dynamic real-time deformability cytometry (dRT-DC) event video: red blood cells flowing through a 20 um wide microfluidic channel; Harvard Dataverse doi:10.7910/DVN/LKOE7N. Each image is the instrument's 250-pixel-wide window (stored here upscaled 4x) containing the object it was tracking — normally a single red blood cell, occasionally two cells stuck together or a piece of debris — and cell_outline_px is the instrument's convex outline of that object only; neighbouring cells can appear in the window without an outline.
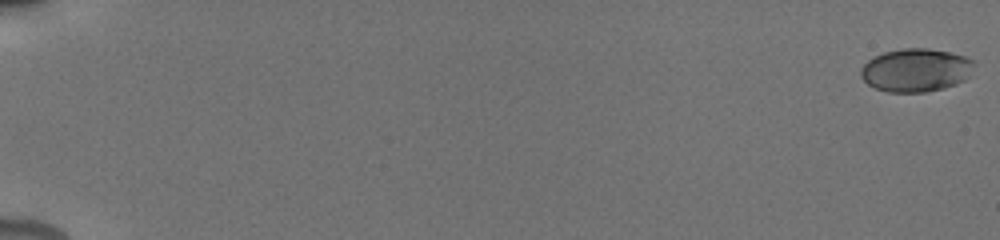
{"species": "human", "species_latin": "Homo sapiens", "temperature_condition": "cold", "stored_images_in_passage": 56, "camera_frame_rate_fps": 3000, "um_per_image_px": 0.085, "donor": {"sex": "male"}, "frame": {"image": 1, "passage_image": 1, "time_ms": 0.0, "image_size_px": [1000, 240], "cell_outline_px": [[976, 64], [968, 76], [964, 80], [956, 84], [944, 88], [924, 92], [888, 92], [876, 88], [868, 84], [860, 76], [860, 68], [872, 56], [884, 52], [904, 48], [928, 48], [948, 52], [964, 56], [976, 60]], "centroid_in_image_um": [77.85, 5.95], "position_along_channel_um": 7.2, "area_um2": 28.73}}
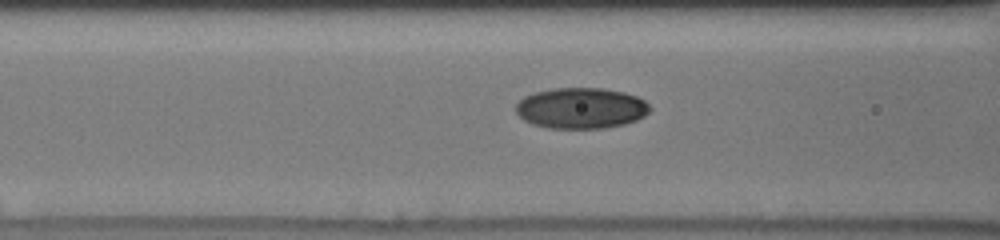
{"frame": {"image": 2, "passage_image": 26, "time_ms": 8.333, "image_size_px": [1000, 240], "cell_outline_px": [[652, 108], [644, 116], [636, 120], [624, 124], [604, 128], [548, 128], [532, 124], [524, 120], [516, 112], [516, 104], [524, 96], [536, 92], [552, 88], [604, 88], [624, 92], [636, 96], [644, 100]], "centroid_in_image_um": [49.39, 9.19], "position_along_channel_um": 117.2, "area_um2": 31.96}}
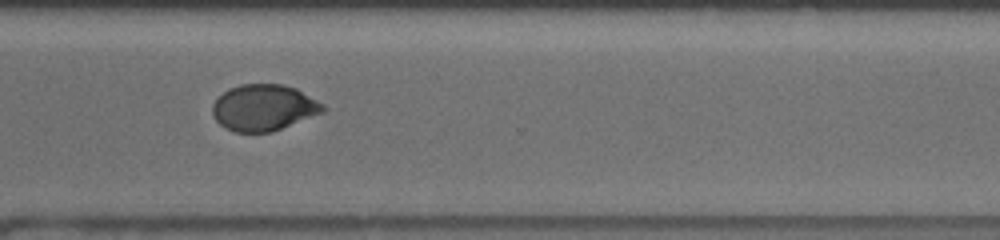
{"frame": {"image": 3, "passage_image": 44, "time_ms": 14.333, "image_size_px": [1000, 240], "cell_outline_px": [[328, 108], [324, 112], [272, 132], [236, 132], [224, 128], [216, 120], [212, 112], [212, 104], [228, 88], [240, 84], [284, 84], [296, 88], [324, 104]], "centroid_in_image_um": [22.43, 9.14], "position_along_channel_um": 348.2, "area_um2": 29.94}, "authors_computed_cell_mechanics": {"area_um2": 29.8537, "velocity_mm_per_s": 3.8542, "shape_relaxation_time_tau1_ms": 4.1926, "shape_relaxation_time_tau2_ms": 1.4933, "deformation_change_tau1": 0.1312, "deformation_change_tau2": 0.0333}}